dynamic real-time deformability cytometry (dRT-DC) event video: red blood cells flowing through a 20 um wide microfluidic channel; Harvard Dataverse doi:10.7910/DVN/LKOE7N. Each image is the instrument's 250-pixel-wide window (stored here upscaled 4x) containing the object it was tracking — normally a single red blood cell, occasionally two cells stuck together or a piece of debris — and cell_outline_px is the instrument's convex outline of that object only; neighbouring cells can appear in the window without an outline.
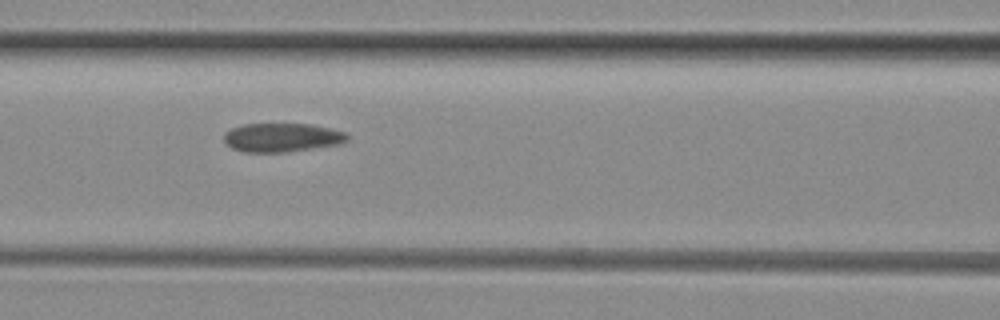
{"species": "common noctule bat (a hibernating species)", "species_latin": "Nyctalus noctula", "temperature_condition": "room temperature", "stored_images_in_passage": 5, "camera_frame_rate_fps": 3000, "um_per_image_px": 0.085, "animal": {"sex": "female", "body_mass_g": 29.2, "forearm_length_mm": 56.3}, "frame": {"image": 1, "passage_image": 3, "time_ms": 3.667, "image_size_px": [1000, 320], "cell_outline_px": [[348, 140], [340, 144], [284, 152], [244, 152], [232, 148], [224, 140], [224, 132], [232, 128], [244, 124], [312, 124], [344, 132], [348, 136]], "centroid_in_image_um": [23.95, 11.68], "position_along_channel_um": 142.7, "area_um2": 20.52}}
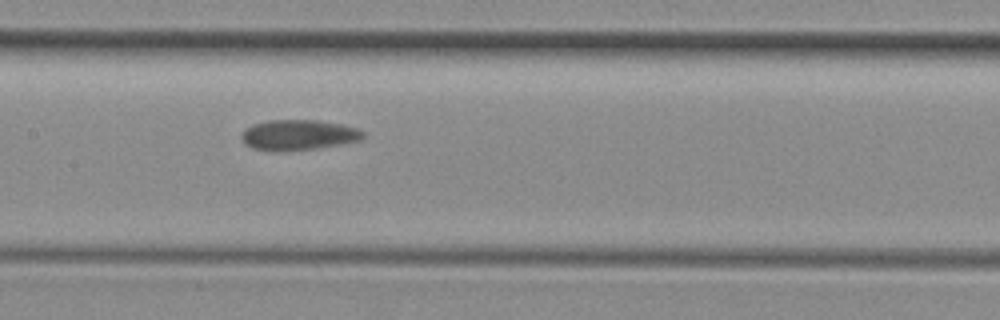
{"frame": {"image": 2, "passage_image": 4, "time_ms": 4.667, "image_size_px": [1000, 320], "cell_outline_px": [[364, 136], [360, 140], [340, 144], [316, 148], [280, 152], [252, 148], [240, 136], [244, 128], [252, 124], [268, 120], [316, 120], [340, 124], [356, 128], [364, 132]], "centroid_in_image_um": [25.33, 11.47], "position_along_channel_um": 182.1, "area_um2": 21.44}}
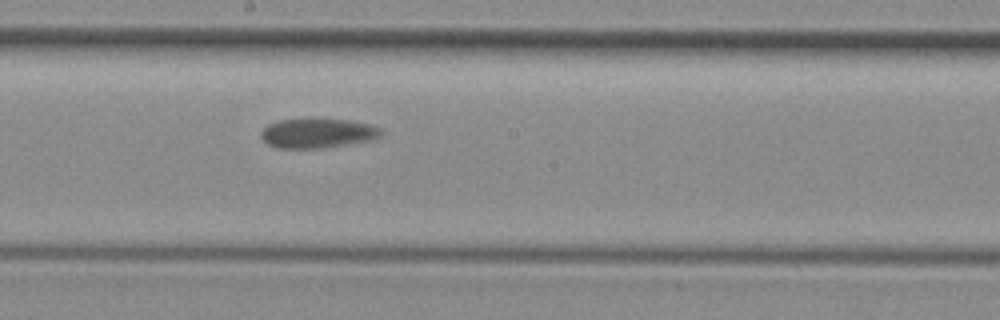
{"frame": {"image": 3, "passage_image": 5, "time_ms": 5.667, "image_size_px": [1000, 320], "cell_outline_px": [[380, 136], [368, 140], [320, 148], [276, 148], [268, 144], [260, 136], [260, 132], [268, 124], [280, 120], [300, 116], [320, 116], [348, 120], [368, 124], [380, 128]], "centroid_in_image_um": [26.9, 11.26], "position_along_channel_um": 221.3, "area_um2": 21.27}}